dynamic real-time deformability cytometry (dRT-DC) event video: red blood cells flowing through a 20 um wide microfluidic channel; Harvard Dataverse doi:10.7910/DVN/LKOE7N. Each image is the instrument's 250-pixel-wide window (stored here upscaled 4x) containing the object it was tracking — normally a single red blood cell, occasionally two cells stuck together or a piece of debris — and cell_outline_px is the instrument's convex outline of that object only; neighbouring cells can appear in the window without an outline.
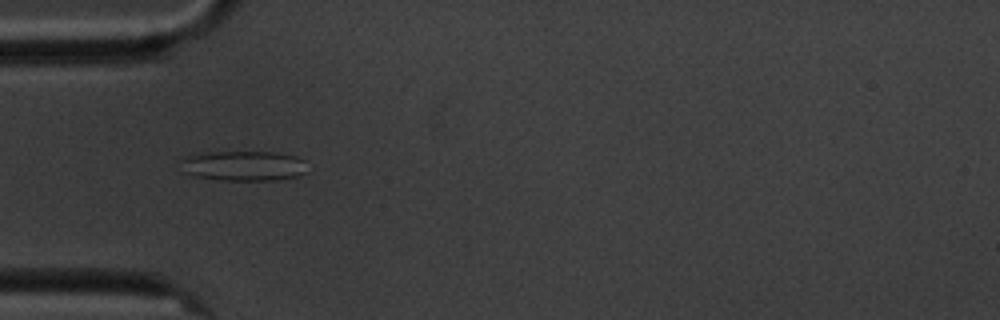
{"species": "common noctule bat (a hibernating species)", "species_latin": "Nyctalus noctula", "temperature_condition": "cold", "stored_images_in_passage": 4, "camera_frame_rate_fps": 3000, "um_per_image_px": 0.085, "animal": {"sex": "male", "body_mass_g": 20.1, "forearm_length_mm": 53.5}, "frame": {"image": 1, "passage_image": 1, "time_ms": 0.0, "image_size_px": [1000, 320], "cell_outline_px": [[308, 172], [296, 176], [272, 180], [220, 180], [196, 176], [184, 172], [176, 160], [192, 152], [272, 152], [296, 156], [304, 160]], "centroid_in_image_um": [20.61, 14.07], "position_along_channel_um": 64.4, "area_um2": 22.6}}
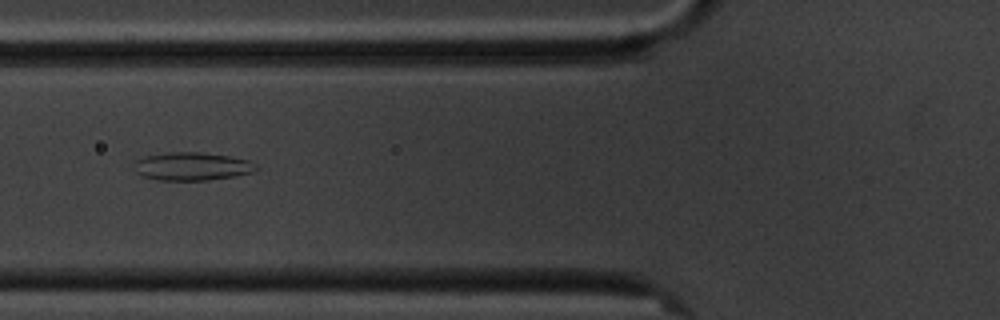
{"frame": {"image": 2, "passage_image": 2, "time_ms": 1.333, "image_size_px": [1000, 320], "cell_outline_px": [[260, 168], [256, 172], [236, 176], [208, 180], [156, 180], [144, 176], [136, 172], [132, 164], [136, 160], [148, 156], [168, 152], [200, 152], [228, 156], [248, 160], [256, 164]], "centroid_in_image_um": [16.36, 14.15], "position_along_channel_um": 109.4, "area_um2": 20.11}}